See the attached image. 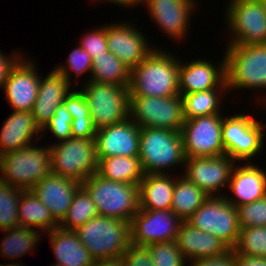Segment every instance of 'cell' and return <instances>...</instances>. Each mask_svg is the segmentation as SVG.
<instances>
[{
    "label": "cell",
    "instance_id": "74e56055",
    "mask_svg": "<svg viewBox=\"0 0 266 266\" xmlns=\"http://www.w3.org/2000/svg\"><path fill=\"white\" fill-rule=\"evenodd\" d=\"M146 247L154 266H188V261L179 250L176 241L154 243Z\"/></svg>",
    "mask_w": 266,
    "mask_h": 266
},
{
    "label": "cell",
    "instance_id": "d590c367",
    "mask_svg": "<svg viewBox=\"0 0 266 266\" xmlns=\"http://www.w3.org/2000/svg\"><path fill=\"white\" fill-rule=\"evenodd\" d=\"M22 190L0 181V231L19 226L18 205Z\"/></svg>",
    "mask_w": 266,
    "mask_h": 266
},
{
    "label": "cell",
    "instance_id": "5b68a950",
    "mask_svg": "<svg viewBox=\"0 0 266 266\" xmlns=\"http://www.w3.org/2000/svg\"><path fill=\"white\" fill-rule=\"evenodd\" d=\"M139 160L144 174H170L176 166L184 168L181 131L141 128Z\"/></svg>",
    "mask_w": 266,
    "mask_h": 266
},
{
    "label": "cell",
    "instance_id": "7a4b0ae2",
    "mask_svg": "<svg viewBox=\"0 0 266 266\" xmlns=\"http://www.w3.org/2000/svg\"><path fill=\"white\" fill-rule=\"evenodd\" d=\"M224 51L228 95H231L230 92H236V90L239 92L241 89L243 92L246 89L252 90L257 93L258 99L257 97L255 99L260 100L266 109V44L236 45L226 43V50L224 49ZM259 94L261 98H259Z\"/></svg>",
    "mask_w": 266,
    "mask_h": 266
},
{
    "label": "cell",
    "instance_id": "9c48e42d",
    "mask_svg": "<svg viewBox=\"0 0 266 266\" xmlns=\"http://www.w3.org/2000/svg\"><path fill=\"white\" fill-rule=\"evenodd\" d=\"M225 7L228 44H266V9L261 0H229Z\"/></svg>",
    "mask_w": 266,
    "mask_h": 266
},
{
    "label": "cell",
    "instance_id": "ee69618b",
    "mask_svg": "<svg viewBox=\"0 0 266 266\" xmlns=\"http://www.w3.org/2000/svg\"><path fill=\"white\" fill-rule=\"evenodd\" d=\"M96 131L91 117L72 118L71 134L73 138L95 139Z\"/></svg>",
    "mask_w": 266,
    "mask_h": 266
},
{
    "label": "cell",
    "instance_id": "60d3db41",
    "mask_svg": "<svg viewBox=\"0 0 266 266\" xmlns=\"http://www.w3.org/2000/svg\"><path fill=\"white\" fill-rule=\"evenodd\" d=\"M91 31L85 32L79 38V45L88 53V55L93 59L95 56H100L104 52L109 51L107 42H106V24L100 27L93 26Z\"/></svg>",
    "mask_w": 266,
    "mask_h": 266
},
{
    "label": "cell",
    "instance_id": "f546056e",
    "mask_svg": "<svg viewBox=\"0 0 266 266\" xmlns=\"http://www.w3.org/2000/svg\"><path fill=\"white\" fill-rule=\"evenodd\" d=\"M227 89H211L181 95L184 120L222 113L224 98L227 101Z\"/></svg>",
    "mask_w": 266,
    "mask_h": 266
},
{
    "label": "cell",
    "instance_id": "836d02e7",
    "mask_svg": "<svg viewBox=\"0 0 266 266\" xmlns=\"http://www.w3.org/2000/svg\"><path fill=\"white\" fill-rule=\"evenodd\" d=\"M98 211L88 192L81 186L68 208L67 214L59 227L76 230L90 219L97 217Z\"/></svg>",
    "mask_w": 266,
    "mask_h": 266
},
{
    "label": "cell",
    "instance_id": "7bdbcfd3",
    "mask_svg": "<svg viewBox=\"0 0 266 266\" xmlns=\"http://www.w3.org/2000/svg\"><path fill=\"white\" fill-rule=\"evenodd\" d=\"M120 260L124 266H154L151 254L146 246L131 244L122 254Z\"/></svg>",
    "mask_w": 266,
    "mask_h": 266
},
{
    "label": "cell",
    "instance_id": "f6af8a7d",
    "mask_svg": "<svg viewBox=\"0 0 266 266\" xmlns=\"http://www.w3.org/2000/svg\"><path fill=\"white\" fill-rule=\"evenodd\" d=\"M188 266H235L234 249H229L219 256L190 261Z\"/></svg>",
    "mask_w": 266,
    "mask_h": 266
},
{
    "label": "cell",
    "instance_id": "d4e9b609",
    "mask_svg": "<svg viewBox=\"0 0 266 266\" xmlns=\"http://www.w3.org/2000/svg\"><path fill=\"white\" fill-rule=\"evenodd\" d=\"M176 244L188 261L222 255L230 248L214 235L203 232L183 221L177 233Z\"/></svg>",
    "mask_w": 266,
    "mask_h": 266
},
{
    "label": "cell",
    "instance_id": "cb8c5ba5",
    "mask_svg": "<svg viewBox=\"0 0 266 266\" xmlns=\"http://www.w3.org/2000/svg\"><path fill=\"white\" fill-rule=\"evenodd\" d=\"M41 136L42 130L31 111H13L0 129V155L42 140Z\"/></svg>",
    "mask_w": 266,
    "mask_h": 266
},
{
    "label": "cell",
    "instance_id": "ac0fdd59",
    "mask_svg": "<svg viewBox=\"0 0 266 266\" xmlns=\"http://www.w3.org/2000/svg\"><path fill=\"white\" fill-rule=\"evenodd\" d=\"M25 54L12 67L2 90L13 111H32L37 98L40 73L36 60Z\"/></svg>",
    "mask_w": 266,
    "mask_h": 266
},
{
    "label": "cell",
    "instance_id": "c3c4849f",
    "mask_svg": "<svg viewBox=\"0 0 266 266\" xmlns=\"http://www.w3.org/2000/svg\"><path fill=\"white\" fill-rule=\"evenodd\" d=\"M97 1H99L100 3L105 2L107 4L109 2L110 4H114V5H117L119 7L131 8V9L136 8V6L139 8V6L140 7L143 6L146 2V0H104V1L103 0L102 1L101 0H95L94 2H97Z\"/></svg>",
    "mask_w": 266,
    "mask_h": 266
},
{
    "label": "cell",
    "instance_id": "7402d4cb",
    "mask_svg": "<svg viewBox=\"0 0 266 266\" xmlns=\"http://www.w3.org/2000/svg\"><path fill=\"white\" fill-rule=\"evenodd\" d=\"M81 183L51 173L32 187L38 199L50 210L53 219L60 224L65 218Z\"/></svg>",
    "mask_w": 266,
    "mask_h": 266
},
{
    "label": "cell",
    "instance_id": "52a82bcc",
    "mask_svg": "<svg viewBox=\"0 0 266 266\" xmlns=\"http://www.w3.org/2000/svg\"><path fill=\"white\" fill-rule=\"evenodd\" d=\"M96 205L98 216L131 222L140 209L139 185L108 180L97 172L81 183Z\"/></svg>",
    "mask_w": 266,
    "mask_h": 266
},
{
    "label": "cell",
    "instance_id": "f35d334b",
    "mask_svg": "<svg viewBox=\"0 0 266 266\" xmlns=\"http://www.w3.org/2000/svg\"><path fill=\"white\" fill-rule=\"evenodd\" d=\"M71 121L72 116L69 111L66 109L64 104H61L56 110L54 115L51 117L49 122L42 129V140L47 134V132L52 133L56 142H52V144H57L63 141L68 140L72 137L71 134ZM49 130V131H48ZM47 131V132H46Z\"/></svg>",
    "mask_w": 266,
    "mask_h": 266
},
{
    "label": "cell",
    "instance_id": "83f0119b",
    "mask_svg": "<svg viewBox=\"0 0 266 266\" xmlns=\"http://www.w3.org/2000/svg\"><path fill=\"white\" fill-rule=\"evenodd\" d=\"M19 226L29 227L46 233L58 227L50 210L38 199L32 190H22L18 205Z\"/></svg>",
    "mask_w": 266,
    "mask_h": 266
},
{
    "label": "cell",
    "instance_id": "ba28073f",
    "mask_svg": "<svg viewBox=\"0 0 266 266\" xmlns=\"http://www.w3.org/2000/svg\"><path fill=\"white\" fill-rule=\"evenodd\" d=\"M81 92L85 95L92 122L98 130L130 117L129 85L81 82Z\"/></svg>",
    "mask_w": 266,
    "mask_h": 266
},
{
    "label": "cell",
    "instance_id": "f5cc1de1",
    "mask_svg": "<svg viewBox=\"0 0 266 266\" xmlns=\"http://www.w3.org/2000/svg\"><path fill=\"white\" fill-rule=\"evenodd\" d=\"M51 266H62V265H58V264L53 263Z\"/></svg>",
    "mask_w": 266,
    "mask_h": 266
},
{
    "label": "cell",
    "instance_id": "8fae6325",
    "mask_svg": "<svg viewBox=\"0 0 266 266\" xmlns=\"http://www.w3.org/2000/svg\"><path fill=\"white\" fill-rule=\"evenodd\" d=\"M187 221L219 238L230 249L237 244L240 233L237 208L225 196H209Z\"/></svg>",
    "mask_w": 266,
    "mask_h": 266
},
{
    "label": "cell",
    "instance_id": "e575fe53",
    "mask_svg": "<svg viewBox=\"0 0 266 266\" xmlns=\"http://www.w3.org/2000/svg\"><path fill=\"white\" fill-rule=\"evenodd\" d=\"M54 69L62 74L75 88V85L80 86L78 83H80L79 79L82 75L88 74L86 80L84 79L83 82H88L90 80L92 59L88 53L77 43V46L68 54V58L66 59L65 63H59Z\"/></svg>",
    "mask_w": 266,
    "mask_h": 266
},
{
    "label": "cell",
    "instance_id": "484cf974",
    "mask_svg": "<svg viewBox=\"0 0 266 266\" xmlns=\"http://www.w3.org/2000/svg\"><path fill=\"white\" fill-rule=\"evenodd\" d=\"M55 264L62 266H91L95 259L82 244L74 230L56 227L47 232Z\"/></svg>",
    "mask_w": 266,
    "mask_h": 266
},
{
    "label": "cell",
    "instance_id": "ffe728a7",
    "mask_svg": "<svg viewBox=\"0 0 266 266\" xmlns=\"http://www.w3.org/2000/svg\"><path fill=\"white\" fill-rule=\"evenodd\" d=\"M141 128L131 117L96 131L97 158L139 157Z\"/></svg>",
    "mask_w": 266,
    "mask_h": 266
},
{
    "label": "cell",
    "instance_id": "7dc6e473",
    "mask_svg": "<svg viewBox=\"0 0 266 266\" xmlns=\"http://www.w3.org/2000/svg\"><path fill=\"white\" fill-rule=\"evenodd\" d=\"M235 266H266V257H253L234 250Z\"/></svg>",
    "mask_w": 266,
    "mask_h": 266
},
{
    "label": "cell",
    "instance_id": "30bf717a",
    "mask_svg": "<svg viewBox=\"0 0 266 266\" xmlns=\"http://www.w3.org/2000/svg\"><path fill=\"white\" fill-rule=\"evenodd\" d=\"M49 146L51 173L82 183L97 172L98 158L95 139L71 137Z\"/></svg>",
    "mask_w": 266,
    "mask_h": 266
},
{
    "label": "cell",
    "instance_id": "f1b7e54d",
    "mask_svg": "<svg viewBox=\"0 0 266 266\" xmlns=\"http://www.w3.org/2000/svg\"><path fill=\"white\" fill-rule=\"evenodd\" d=\"M1 233L5 234L0 242V256L12 261L24 257L27 253H34L38 242L44 240L40 231L29 227L15 226L1 230Z\"/></svg>",
    "mask_w": 266,
    "mask_h": 266
},
{
    "label": "cell",
    "instance_id": "681fc988",
    "mask_svg": "<svg viewBox=\"0 0 266 266\" xmlns=\"http://www.w3.org/2000/svg\"><path fill=\"white\" fill-rule=\"evenodd\" d=\"M91 266H124L120 259L95 261Z\"/></svg>",
    "mask_w": 266,
    "mask_h": 266
},
{
    "label": "cell",
    "instance_id": "5bb4252c",
    "mask_svg": "<svg viewBox=\"0 0 266 266\" xmlns=\"http://www.w3.org/2000/svg\"><path fill=\"white\" fill-rule=\"evenodd\" d=\"M198 0H146L144 8L150 15V20L175 42H184L191 35L190 24L192 16L197 12ZM197 7V8H196ZM194 14V15H193Z\"/></svg>",
    "mask_w": 266,
    "mask_h": 266
},
{
    "label": "cell",
    "instance_id": "1f68e13d",
    "mask_svg": "<svg viewBox=\"0 0 266 266\" xmlns=\"http://www.w3.org/2000/svg\"><path fill=\"white\" fill-rule=\"evenodd\" d=\"M208 197L197 185L180 175L175 181L171 211L182 221H187Z\"/></svg>",
    "mask_w": 266,
    "mask_h": 266
},
{
    "label": "cell",
    "instance_id": "8d00e7d4",
    "mask_svg": "<svg viewBox=\"0 0 266 266\" xmlns=\"http://www.w3.org/2000/svg\"><path fill=\"white\" fill-rule=\"evenodd\" d=\"M233 249L247 256L266 257V226L240 228L239 239Z\"/></svg>",
    "mask_w": 266,
    "mask_h": 266
},
{
    "label": "cell",
    "instance_id": "603a6c76",
    "mask_svg": "<svg viewBox=\"0 0 266 266\" xmlns=\"http://www.w3.org/2000/svg\"><path fill=\"white\" fill-rule=\"evenodd\" d=\"M72 86L54 68L46 76L40 77L37 98L31 112L41 130L54 115L55 110L63 104L66 96L72 91Z\"/></svg>",
    "mask_w": 266,
    "mask_h": 266
},
{
    "label": "cell",
    "instance_id": "2e32d148",
    "mask_svg": "<svg viewBox=\"0 0 266 266\" xmlns=\"http://www.w3.org/2000/svg\"><path fill=\"white\" fill-rule=\"evenodd\" d=\"M131 22L106 24V42L110 52L129 69L139 65L157 46L149 42L147 35ZM146 36V37H145ZM150 43V44H149Z\"/></svg>",
    "mask_w": 266,
    "mask_h": 266
},
{
    "label": "cell",
    "instance_id": "9a60e30c",
    "mask_svg": "<svg viewBox=\"0 0 266 266\" xmlns=\"http://www.w3.org/2000/svg\"><path fill=\"white\" fill-rule=\"evenodd\" d=\"M236 162L228 155L185 158L183 175L209 196H225ZM226 188V189H225ZM223 189V190H222Z\"/></svg>",
    "mask_w": 266,
    "mask_h": 266
},
{
    "label": "cell",
    "instance_id": "ab89813d",
    "mask_svg": "<svg viewBox=\"0 0 266 266\" xmlns=\"http://www.w3.org/2000/svg\"><path fill=\"white\" fill-rule=\"evenodd\" d=\"M240 228L266 226V196L237 207Z\"/></svg>",
    "mask_w": 266,
    "mask_h": 266
},
{
    "label": "cell",
    "instance_id": "4fadbf2b",
    "mask_svg": "<svg viewBox=\"0 0 266 266\" xmlns=\"http://www.w3.org/2000/svg\"><path fill=\"white\" fill-rule=\"evenodd\" d=\"M223 114L184 120L181 128L185 158L225 154L222 141Z\"/></svg>",
    "mask_w": 266,
    "mask_h": 266
},
{
    "label": "cell",
    "instance_id": "277c9868",
    "mask_svg": "<svg viewBox=\"0 0 266 266\" xmlns=\"http://www.w3.org/2000/svg\"><path fill=\"white\" fill-rule=\"evenodd\" d=\"M245 111L223 114L222 141L225 155L236 163L253 162L262 154L266 140V123Z\"/></svg>",
    "mask_w": 266,
    "mask_h": 266
},
{
    "label": "cell",
    "instance_id": "8992f818",
    "mask_svg": "<svg viewBox=\"0 0 266 266\" xmlns=\"http://www.w3.org/2000/svg\"><path fill=\"white\" fill-rule=\"evenodd\" d=\"M75 231L95 261L120 259L131 245V225L124 220L97 216Z\"/></svg>",
    "mask_w": 266,
    "mask_h": 266
},
{
    "label": "cell",
    "instance_id": "d6a6232c",
    "mask_svg": "<svg viewBox=\"0 0 266 266\" xmlns=\"http://www.w3.org/2000/svg\"><path fill=\"white\" fill-rule=\"evenodd\" d=\"M131 70L112 52L92 59L90 80L95 83L129 85Z\"/></svg>",
    "mask_w": 266,
    "mask_h": 266
},
{
    "label": "cell",
    "instance_id": "d6986e66",
    "mask_svg": "<svg viewBox=\"0 0 266 266\" xmlns=\"http://www.w3.org/2000/svg\"><path fill=\"white\" fill-rule=\"evenodd\" d=\"M212 63V59L181 61L179 65V94L207 91L211 89H227L226 58Z\"/></svg>",
    "mask_w": 266,
    "mask_h": 266
},
{
    "label": "cell",
    "instance_id": "4dcf8cb0",
    "mask_svg": "<svg viewBox=\"0 0 266 266\" xmlns=\"http://www.w3.org/2000/svg\"><path fill=\"white\" fill-rule=\"evenodd\" d=\"M97 173L108 180L137 185L144 176L139 157L118 155L98 159Z\"/></svg>",
    "mask_w": 266,
    "mask_h": 266
},
{
    "label": "cell",
    "instance_id": "e0dca14e",
    "mask_svg": "<svg viewBox=\"0 0 266 266\" xmlns=\"http://www.w3.org/2000/svg\"><path fill=\"white\" fill-rule=\"evenodd\" d=\"M183 221L171 210H141L132 217L131 244L148 246L176 241Z\"/></svg>",
    "mask_w": 266,
    "mask_h": 266
},
{
    "label": "cell",
    "instance_id": "816d5d0a",
    "mask_svg": "<svg viewBox=\"0 0 266 266\" xmlns=\"http://www.w3.org/2000/svg\"><path fill=\"white\" fill-rule=\"evenodd\" d=\"M261 1L263 2V5H264V7L266 9V0H261Z\"/></svg>",
    "mask_w": 266,
    "mask_h": 266
},
{
    "label": "cell",
    "instance_id": "b9f144b4",
    "mask_svg": "<svg viewBox=\"0 0 266 266\" xmlns=\"http://www.w3.org/2000/svg\"><path fill=\"white\" fill-rule=\"evenodd\" d=\"M63 104L71 114L72 118L91 117L87 99L78 88L77 90L76 88L72 89V91L66 96Z\"/></svg>",
    "mask_w": 266,
    "mask_h": 266
},
{
    "label": "cell",
    "instance_id": "f907efd6",
    "mask_svg": "<svg viewBox=\"0 0 266 266\" xmlns=\"http://www.w3.org/2000/svg\"><path fill=\"white\" fill-rule=\"evenodd\" d=\"M17 262V263H16ZM16 262H10L8 264H0V266H24L22 263L19 262V260H17Z\"/></svg>",
    "mask_w": 266,
    "mask_h": 266
},
{
    "label": "cell",
    "instance_id": "6da1fadb",
    "mask_svg": "<svg viewBox=\"0 0 266 266\" xmlns=\"http://www.w3.org/2000/svg\"><path fill=\"white\" fill-rule=\"evenodd\" d=\"M165 48H155L131 69L130 96L168 97L179 94L180 58Z\"/></svg>",
    "mask_w": 266,
    "mask_h": 266
},
{
    "label": "cell",
    "instance_id": "44dd1931",
    "mask_svg": "<svg viewBox=\"0 0 266 266\" xmlns=\"http://www.w3.org/2000/svg\"><path fill=\"white\" fill-rule=\"evenodd\" d=\"M228 190H231L232 195L229 196ZM228 190L227 193L225 191V197L236 208L263 198L266 196L265 170L254 162L236 163L231 172Z\"/></svg>",
    "mask_w": 266,
    "mask_h": 266
},
{
    "label": "cell",
    "instance_id": "4316f807",
    "mask_svg": "<svg viewBox=\"0 0 266 266\" xmlns=\"http://www.w3.org/2000/svg\"><path fill=\"white\" fill-rule=\"evenodd\" d=\"M181 174H144L139 184L141 210H171L175 181Z\"/></svg>",
    "mask_w": 266,
    "mask_h": 266
},
{
    "label": "cell",
    "instance_id": "bcb514c9",
    "mask_svg": "<svg viewBox=\"0 0 266 266\" xmlns=\"http://www.w3.org/2000/svg\"><path fill=\"white\" fill-rule=\"evenodd\" d=\"M24 54L25 53H22L21 50H14L8 54H5V52L0 50V90L7 79L10 70Z\"/></svg>",
    "mask_w": 266,
    "mask_h": 266
},
{
    "label": "cell",
    "instance_id": "7c38bea8",
    "mask_svg": "<svg viewBox=\"0 0 266 266\" xmlns=\"http://www.w3.org/2000/svg\"><path fill=\"white\" fill-rule=\"evenodd\" d=\"M130 117L140 128L181 131L184 123L181 95L130 96Z\"/></svg>",
    "mask_w": 266,
    "mask_h": 266
},
{
    "label": "cell",
    "instance_id": "3957f363",
    "mask_svg": "<svg viewBox=\"0 0 266 266\" xmlns=\"http://www.w3.org/2000/svg\"><path fill=\"white\" fill-rule=\"evenodd\" d=\"M38 140L21 149L0 155V181L21 190L32 187L51 174L50 146Z\"/></svg>",
    "mask_w": 266,
    "mask_h": 266
}]
</instances>
